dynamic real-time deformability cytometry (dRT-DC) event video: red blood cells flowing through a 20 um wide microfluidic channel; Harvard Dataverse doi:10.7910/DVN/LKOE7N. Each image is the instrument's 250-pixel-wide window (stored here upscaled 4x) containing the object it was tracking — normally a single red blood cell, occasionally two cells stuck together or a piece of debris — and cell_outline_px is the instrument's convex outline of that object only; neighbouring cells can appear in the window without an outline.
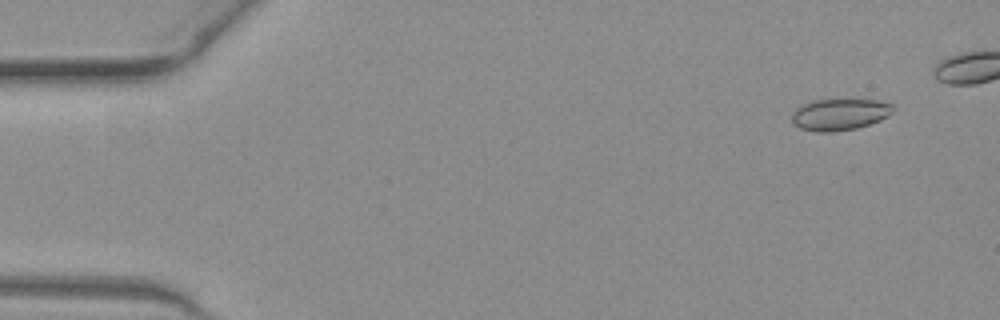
{"species": "common noctule bat (a hibernating species)", "species_latin": "Nyctalus noctula", "temperature_condition": "warm", "stored_images_in_passage": 45, "camera_frame_rate_fps": 3000, "um_per_image_px": 0.085, "animal": {"sex": "female", "body_mass_g": 19.3, "forearm_length_mm": 54.1}, "frame": {"image": 1, "passage_image": 4, "time_ms": 1.0, "image_size_px": [1000, 320], "cell_outline_px": [[892, 112], [888, 116], [880, 120], [856, 128], [832, 132], [816, 132], [800, 128], [792, 120], [792, 112], [796, 108], [812, 100], [876, 100], [892, 104]], "centroid_in_image_um": [71.35, 9.73], "position_along_channel_um": 13.7, "area_um2": 18.38}}
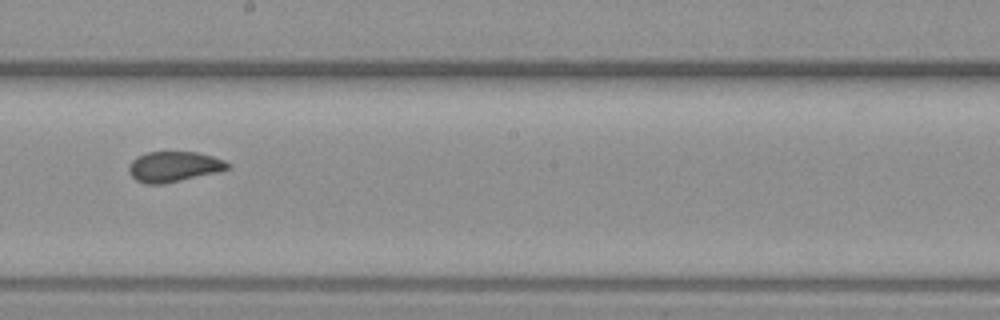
{"frame": {"image": 2, "passage_image": 29, "time_ms": 9.333, "image_size_px": [1000, 320], "cell_outline_px": [[232, 164], [228, 168], [216, 172], [164, 184], [144, 184], [136, 180], [128, 172], [128, 164], [132, 160], [148, 152], [196, 152], [212, 156], [224, 160]], "centroid_in_image_um": [14.75, 14.17], "position_along_channel_um": 233.4, "area_um2": 17.4}}
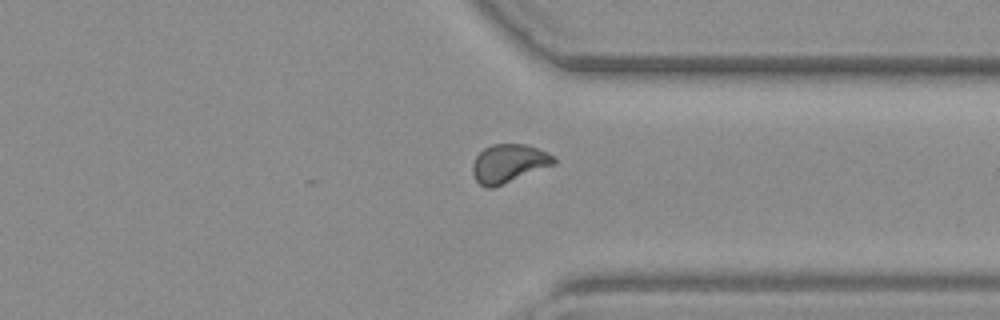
{"frame": {"image": 3, "passage_image": 39, "time_ms": 12.667, "image_size_px": [1000, 320], "cell_outline_px": [[556, 164], [492, 188], [484, 188], [476, 180], [472, 172], [472, 164], [476, 156], [484, 148], [492, 144], [528, 144], [548, 152], [556, 160]], "centroid_in_image_um": [43.24, 13.88], "position_along_channel_um": 368.2, "area_um2": 18.26}}